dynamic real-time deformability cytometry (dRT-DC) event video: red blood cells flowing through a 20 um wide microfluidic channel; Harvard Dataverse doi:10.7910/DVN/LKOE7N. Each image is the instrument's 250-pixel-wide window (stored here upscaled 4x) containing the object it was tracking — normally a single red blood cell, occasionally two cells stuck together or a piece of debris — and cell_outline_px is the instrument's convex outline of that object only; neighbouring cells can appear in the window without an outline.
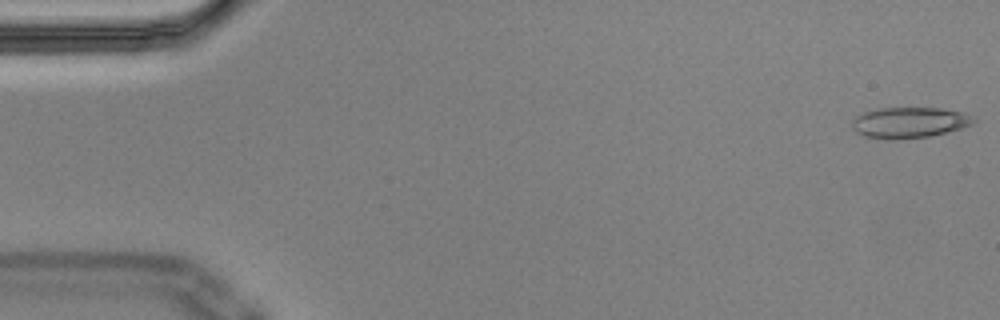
{"species": "Egyptian fruit bat (a non-hibernating species)", "species_latin": "Rousettus aegyptiacus", "temperature_condition": "cold", "stored_images_in_passage": 55, "camera_frame_rate_fps": 3000, "um_per_image_px": 0.085, "animal": {"sex": "male"}, "frame": {"image": 1, "passage_image": 1, "time_ms": 0.0, "image_size_px": [1000, 320], "cell_outline_px": [[976, 120], [972, 124], [960, 128], [928, 136], [896, 140], [888, 140], [864, 136], [856, 132], [852, 128], [852, 120], [856, 116], [864, 112], [880, 108], [940, 108], [964, 112], [976, 116]], "centroid_in_image_um": [77.29, 10.41], "position_along_channel_um": 7.7, "area_um2": 21.91}}
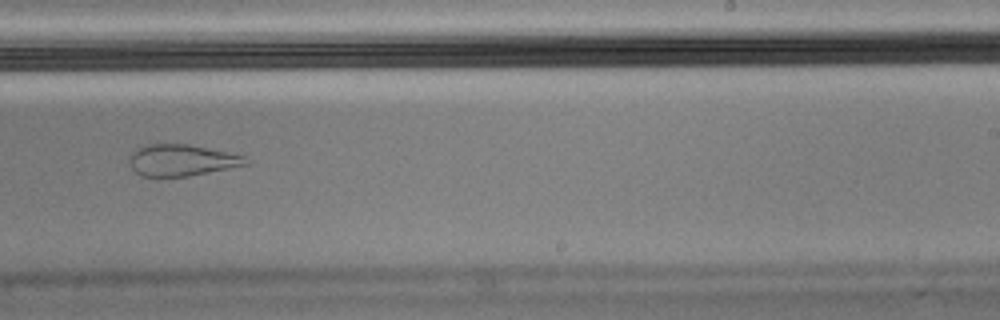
{"frame": {"image": 2, "passage_image": 34, "time_ms": 11.0, "image_size_px": [1000, 320], "cell_outline_px": [[252, 160], [248, 164], [188, 176], [140, 176], [132, 168], [128, 160], [128, 156], [136, 148], [148, 144], [188, 144], [228, 152], [244, 156]], "centroid_in_image_um": [15.42, 13.61], "position_along_channel_um": 273.6, "area_um2": 21.33}}
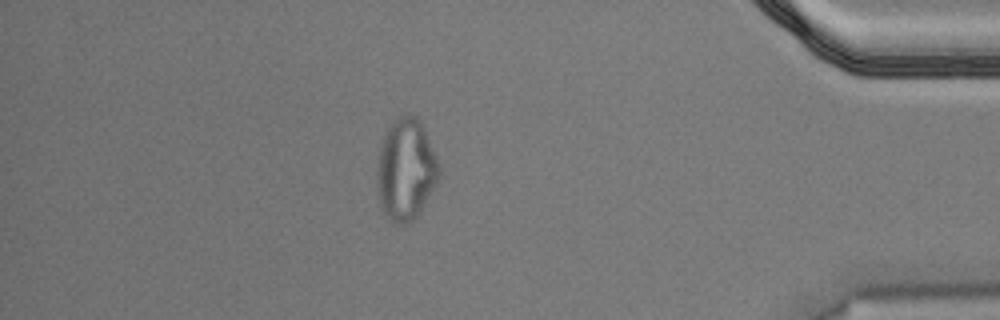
{"frame": {"image": 3, "passage_image": 48, "time_ms": 15.667, "image_size_px": [1000, 320], "cell_outline_px": [[440, 176], [436, 184], [420, 212], [408, 224], [396, 224], [388, 220], [380, 208], [376, 184], [376, 168], [380, 148], [384, 132], [400, 116], [408, 112], [416, 116], [420, 120], [424, 128], [440, 168]], "centroid_in_image_um": [34.47, 14.44], "position_along_channel_um": 400.7, "area_um2": 37.05}, "authors_computed_cell_mechanics": {"area_um2": 22.3108, "velocity_mm_per_s": 3.5986, "shape_relaxation_time_tau1_ms": null, "shape_relaxation_time_tau2_ms": 2.397, "deformation_change_tau1": null, "deformation_change_tau2": 0.0937}}